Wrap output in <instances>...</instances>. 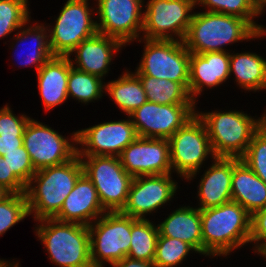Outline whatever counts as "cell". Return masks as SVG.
<instances>
[{"instance_id":"obj_1","label":"cell","mask_w":266,"mask_h":267,"mask_svg":"<svg viewBox=\"0 0 266 267\" xmlns=\"http://www.w3.org/2000/svg\"><path fill=\"white\" fill-rule=\"evenodd\" d=\"M202 254L227 256L250 242L251 215L235 201L200 210Z\"/></svg>"},{"instance_id":"obj_2","label":"cell","mask_w":266,"mask_h":267,"mask_svg":"<svg viewBox=\"0 0 266 267\" xmlns=\"http://www.w3.org/2000/svg\"><path fill=\"white\" fill-rule=\"evenodd\" d=\"M265 34L266 29L259 33L241 17L203 11L193 13L183 43L190 53L226 52L224 45L249 41Z\"/></svg>"},{"instance_id":"obj_3","label":"cell","mask_w":266,"mask_h":267,"mask_svg":"<svg viewBox=\"0 0 266 267\" xmlns=\"http://www.w3.org/2000/svg\"><path fill=\"white\" fill-rule=\"evenodd\" d=\"M82 174L78 154L63 164L37 170L25 191L29 214H34L35 221L54 218Z\"/></svg>"},{"instance_id":"obj_4","label":"cell","mask_w":266,"mask_h":267,"mask_svg":"<svg viewBox=\"0 0 266 267\" xmlns=\"http://www.w3.org/2000/svg\"><path fill=\"white\" fill-rule=\"evenodd\" d=\"M35 226L52 263L60 267H93L90 257L89 227L47 218Z\"/></svg>"},{"instance_id":"obj_5","label":"cell","mask_w":266,"mask_h":267,"mask_svg":"<svg viewBox=\"0 0 266 267\" xmlns=\"http://www.w3.org/2000/svg\"><path fill=\"white\" fill-rule=\"evenodd\" d=\"M196 114L206 126L215 157L241 158L263 124V116L255 119L237 110Z\"/></svg>"},{"instance_id":"obj_6","label":"cell","mask_w":266,"mask_h":267,"mask_svg":"<svg viewBox=\"0 0 266 267\" xmlns=\"http://www.w3.org/2000/svg\"><path fill=\"white\" fill-rule=\"evenodd\" d=\"M90 257L93 267L110 266L128 255L131 216L120 211L105 212L89 226Z\"/></svg>"},{"instance_id":"obj_7","label":"cell","mask_w":266,"mask_h":267,"mask_svg":"<svg viewBox=\"0 0 266 267\" xmlns=\"http://www.w3.org/2000/svg\"><path fill=\"white\" fill-rule=\"evenodd\" d=\"M83 173L95 186L106 212L121 211L126 204L133 176L123 168L118 156H79Z\"/></svg>"},{"instance_id":"obj_8","label":"cell","mask_w":266,"mask_h":267,"mask_svg":"<svg viewBox=\"0 0 266 267\" xmlns=\"http://www.w3.org/2000/svg\"><path fill=\"white\" fill-rule=\"evenodd\" d=\"M143 39V57L135 74L178 82L188 90L191 53L183 41Z\"/></svg>"},{"instance_id":"obj_9","label":"cell","mask_w":266,"mask_h":267,"mask_svg":"<svg viewBox=\"0 0 266 267\" xmlns=\"http://www.w3.org/2000/svg\"><path fill=\"white\" fill-rule=\"evenodd\" d=\"M168 141L172 170L187 180L196 177L209 154L213 159L216 158L206 126L197 114L179 128Z\"/></svg>"},{"instance_id":"obj_10","label":"cell","mask_w":266,"mask_h":267,"mask_svg":"<svg viewBox=\"0 0 266 267\" xmlns=\"http://www.w3.org/2000/svg\"><path fill=\"white\" fill-rule=\"evenodd\" d=\"M93 10L88 0H67L55 26L47 30L54 56H68L83 40L98 33L97 21L91 17Z\"/></svg>"},{"instance_id":"obj_11","label":"cell","mask_w":266,"mask_h":267,"mask_svg":"<svg viewBox=\"0 0 266 267\" xmlns=\"http://www.w3.org/2000/svg\"><path fill=\"white\" fill-rule=\"evenodd\" d=\"M195 5V0H149L144 6L143 37L183 41L193 16L190 12Z\"/></svg>"},{"instance_id":"obj_12","label":"cell","mask_w":266,"mask_h":267,"mask_svg":"<svg viewBox=\"0 0 266 267\" xmlns=\"http://www.w3.org/2000/svg\"><path fill=\"white\" fill-rule=\"evenodd\" d=\"M73 133L71 141L51 127L30 119L24 130L23 145L29 153L34 169L37 171L71 160L77 154L78 148L75 145L77 143V132Z\"/></svg>"},{"instance_id":"obj_13","label":"cell","mask_w":266,"mask_h":267,"mask_svg":"<svg viewBox=\"0 0 266 267\" xmlns=\"http://www.w3.org/2000/svg\"><path fill=\"white\" fill-rule=\"evenodd\" d=\"M195 105H160L147 101L130 117L138 137L169 139L196 115Z\"/></svg>"},{"instance_id":"obj_14","label":"cell","mask_w":266,"mask_h":267,"mask_svg":"<svg viewBox=\"0 0 266 267\" xmlns=\"http://www.w3.org/2000/svg\"><path fill=\"white\" fill-rule=\"evenodd\" d=\"M98 33L119 40L124 46L142 32L144 0H97Z\"/></svg>"},{"instance_id":"obj_15","label":"cell","mask_w":266,"mask_h":267,"mask_svg":"<svg viewBox=\"0 0 266 267\" xmlns=\"http://www.w3.org/2000/svg\"><path fill=\"white\" fill-rule=\"evenodd\" d=\"M78 156H119L138 134L131 117L120 121L103 122L78 130Z\"/></svg>"},{"instance_id":"obj_16","label":"cell","mask_w":266,"mask_h":267,"mask_svg":"<svg viewBox=\"0 0 266 267\" xmlns=\"http://www.w3.org/2000/svg\"><path fill=\"white\" fill-rule=\"evenodd\" d=\"M172 179L171 174L134 177L120 212L135 219H146L145 215L154 213L174 197L178 185Z\"/></svg>"},{"instance_id":"obj_17","label":"cell","mask_w":266,"mask_h":267,"mask_svg":"<svg viewBox=\"0 0 266 267\" xmlns=\"http://www.w3.org/2000/svg\"><path fill=\"white\" fill-rule=\"evenodd\" d=\"M118 157L133 177L172 173L168 139L137 137Z\"/></svg>"},{"instance_id":"obj_18","label":"cell","mask_w":266,"mask_h":267,"mask_svg":"<svg viewBox=\"0 0 266 267\" xmlns=\"http://www.w3.org/2000/svg\"><path fill=\"white\" fill-rule=\"evenodd\" d=\"M105 212L95 186L83 173L54 218L63 222L89 226Z\"/></svg>"},{"instance_id":"obj_19","label":"cell","mask_w":266,"mask_h":267,"mask_svg":"<svg viewBox=\"0 0 266 267\" xmlns=\"http://www.w3.org/2000/svg\"><path fill=\"white\" fill-rule=\"evenodd\" d=\"M229 65V52L190 54L188 91L195 103L204 87H217L226 82L230 76Z\"/></svg>"},{"instance_id":"obj_20","label":"cell","mask_w":266,"mask_h":267,"mask_svg":"<svg viewBox=\"0 0 266 267\" xmlns=\"http://www.w3.org/2000/svg\"><path fill=\"white\" fill-rule=\"evenodd\" d=\"M124 46L119 40L100 33L83 40L71 53H75V60L70 58L72 67L86 72L101 79L108 73L110 62L113 60L114 52ZM75 61V62H73ZM77 65V66H74Z\"/></svg>"},{"instance_id":"obj_21","label":"cell","mask_w":266,"mask_h":267,"mask_svg":"<svg viewBox=\"0 0 266 267\" xmlns=\"http://www.w3.org/2000/svg\"><path fill=\"white\" fill-rule=\"evenodd\" d=\"M201 177L198 186L200 210L217 207L232 200L233 158L216 157Z\"/></svg>"},{"instance_id":"obj_22","label":"cell","mask_w":266,"mask_h":267,"mask_svg":"<svg viewBox=\"0 0 266 267\" xmlns=\"http://www.w3.org/2000/svg\"><path fill=\"white\" fill-rule=\"evenodd\" d=\"M72 67L70 57L54 56L38 71V88L45 110H50L68 99V76Z\"/></svg>"},{"instance_id":"obj_23","label":"cell","mask_w":266,"mask_h":267,"mask_svg":"<svg viewBox=\"0 0 266 267\" xmlns=\"http://www.w3.org/2000/svg\"><path fill=\"white\" fill-rule=\"evenodd\" d=\"M231 191L232 201L239 203L250 215L266 208V183L240 158H233Z\"/></svg>"},{"instance_id":"obj_24","label":"cell","mask_w":266,"mask_h":267,"mask_svg":"<svg viewBox=\"0 0 266 267\" xmlns=\"http://www.w3.org/2000/svg\"><path fill=\"white\" fill-rule=\"evenodd\" d=\"M159 235L180 239L202 254L201 215L199 208L190 206L175 209L158 224Z\"/></svg>"},{"instance_id":"obj_25","label":"cell","mask_w":266,"mask_h":267,"mask_svg":"<svg viewBox=\"0 0 266 267\" xmlns=\"http://www.w3.org/2000/svg\"><path fill=\"white\" fill-rule=\"evenodd\" d=\"M230 76L246 91L266 89V59L256 53L230 54Z\"/></svg>"},{"instance_id":"obj_26","label":"cell","mask_w":266,"mask_h":267,"mask_svg":"<svg viewBox=\"0 0 266 267\" xmlns=\"http://www.w3.org/2000/svg\"><path fill=\"white\" fill-rule=\"evenodd\" d=\"M106 92L129 116L147 102L146 92L139 77L130 71H126L117 80L108 82L105 85Z\"/></svg>"},{"instance_id":"obj_27","label":"cell","mask_w":266,"mask_h":267,"mask_svg":"<svg viewBox=\"0 0 266 267\" xmlns=\"http://www.w3.org/2000/svg\"><path fill=\"white\" fill-rule=\"evenodd\" d=\"M138 77L146 92L147 101L160 105L196 104L192 100L189 91L178 82L168 79H157L151 76Z\"/></svg>"},{"instance_id":"obj_28","label":"cell","mask_w":266,"mask_h":267,"mask_svg":"<svg viewBox=\"0 0 266 267\" xmlns=\"http://www.w3.org/2000/svg\"><path fill=\"white\" fill-rule=\"evenodd\" d=\"M159 236L158 225L150 220L131 217V242L127 257L142 261H153Z\"/></svg>"},{"instance_id":"obj_29","label":"cell","mask_w":266,"mask_h":267,"mask_svg":"<svg viewBox=\"0 0 266 267\" xmlns=\"http://www.w3.org/2000/svg\"><path fill=\"white\" fill-rule=\"evenodd\" d=\"M25 27L22 26L20 28V31L18 33L14 34L17 44L19 43H24L25 41H29V39L33 40L35 45H33V49H28L27 52H25V55H23V58L19 62L21 63V66H27V65H32L35 64L36 69L39 70L50 58L54 57L51 48H50V43H49V35L46 30H48L47 27H45L42 24H37L35 26H28V28H23ZM23 29V30H21ZM31 40V41H32ZM30 41V42H31ZM29 43V42H28ZM19 45H17L19 47ZM19 59V58H18Z\"/></svg>"},{"instance_id":"obj_30","label":"cell","mask_w":266,"mask_h":267,"mask_svg":"<svg viewBox=\"0 0 266 267\" xmlns=\"http://www.w3.org/2000/svg\"><path fill=\"white\" fill-rule=\"evenodd\" d=\"M98 76L82 72L74 67L70 68L68 76V97H73L79 102L89 103L103 96L105 83Z\"/></svg>"},{"instance_id":"obj_31","label":"cell","mask_w":266,"mask_h":267,"mask_svg":"<svg viewBox=\"0 0 266 267\" xmlns=\"http://www.w3.org/2000/svg\"><path fill=\"white\" fill-rule=\"evenodd\" d=\"M196 5L208 7V12L234 15L247 20L259 33L265 28L258 25L253 19L258 13L252 0H195Z\"/></svg>"},{"instance_id":"obj_32","label":"cell","mask_w":266,"mask_h":267,"mask_svg":"<svg viewBox=\"0 0 266 267\" xmlns=\"http://www.w3.org/2000/svg\"><path fill=\"white\" fill-rule=\"evenodd\" d=\"M190 251L196 252L188 243L159 235L153 262L157 267H175L186 259Z\"/></svg>"},{"instance_id":"obj_33","label":"cell","mask_w":266,"mask_h":267,"mask_svg":"<svg viewBox=\"0 0 266 267\" xmlns=\"http://www.w3.org/2000/svg\"><path fill=\"white\" fill-rule=\"evenodd\" d=\"M27 3L28 0H0V38L29 22L31 17Z\"/></svg>"},{"instance_id":"obj_34","label":"cell","mask_w":266,"mask_h":267,"mask_svg":"<svg viewBox=\"0 0 266 267\" xmlns=\"http://www.w3.org/2000/svg\"><path fill=\"white\" fill-rule=\"evenodd\" d=\"M240 159L266 183V126L264 124L253 134L246 153Z\"/></svg>"},{"instance_id":"obj_35","label":"cell","mask_w":266,"mask_h":267,"mask_svg":"<svg viewBox=\"0 0 266 267\" xmlns=\"http://www.w3.org/2000/svg\"><path fill=\"white\" fill-rule=\"evenodd\" d=\"M29 216L25 193H12L0 202V236Z\"/></svg>"},{"instance_id":"obj_36","label":"cell","mask_w":266,"mask_h":267,"mask_svg":"<svg viewBox=\"0 0 266 267\" xmlns=\"http://www.w3.org/2000/svg\"><path fill=\"white\" fill-rule=\"evenodd\" d=\"M4 160L7 161L10 171L27 186L33 175L36 173L29 153L24 145L18 148V151H12L3 155Z\"/></svg>"},{"instance_id":"obj_37","label":"cell","mask_w":266,"mask_h":267,"mask_svg":"<svg viewBox=\"0 0 266 267\" xmlns=\"http://www.w3.org/2000/svg\"><path fill=\"white\" fill-rule=\"evenodd\" d=\"M31 118L26 115L15 116L8 105L0 109V135H23Z\"/></svg>"},{"instance_id":"obj_38","label":"cell","mask_w":266,"mask_h":267,"mask_svg":"<svg viewBox=\"0 0 266 267\" xmlns=\"http://www.w3.org/2000/svg\"><path fill=\"white\" fill-rule=\"evenodd\" d=\"M254 243L253 250L258 254L266 247V208L251 215L250 243Z\"/></svg>"},{"instance_id":"obj_39","label":"cell","mask_w":266,"mask_h":267,"mask_svg":"<svg viewBox=\"0 0 266 267\" xmlns=\"http://www.w3.org/2000/svg\"><path fill=\"white\" fill-rule=\"evenodd\" d=\"M0 185L12 193H25L26 186L10 171L7 161L0 156Z\"/></svg>"},{"instance_id":"obj_40","label":"cell","mask_w":266,"mask_h":267,"mask_svg":"<svg viewBox=\"0 0 266 267\" xmlns=\"http://www.w3.org/2000/svg\"><path fill=\"white\" fill-rule=\"evenodd\" d=\"M23 146V135H0V156L18 151Z\"/></svg>"},{"instance_id":"obj_41","label":"cell","mask_w":266,"mask_h":267,"mask_svg":"<svg viewBox=\"0 0 266 267\" xmlns=\"http://www.w3.org/2000/svg\"><path fill=\"white\" fill-rule=\"evenodd\" d=\"M112 267H157L153 261H142L124 257L122 260L116 262Z\"/></svg>"},{"instance_id":"obj_42","label":"cell","mask_w":266,"mask_h":267,"mask_svg":"<svg viewBox=\"0 0 266 267\" xmlns=\"http://www.w3.org/2000/svg\"><path fill=\"white\" fill-rule=\"evenodd\" d=\"M253 5L259 15L262 14L266 6V0H252Z\"/></svg>"},{"instance_id":"obj_43","label":"cell","mask_w":266,"mask_h":267,"mask_svg":"<svg viewBox=\"0 0 266 267\" xmlns=\"http://www.w3.org/2000/svg\"><path fill=\"white\" fill-rule=\"evenodd\" d=\"M12 192L8 190L3 185H0V202L4 201L6 198H8Z\"/></svg>"},{"instance_id":"obj_44","label":"cell","mask_w":266,"mask_h":267,"mask_svg":"<svg viewBox=\"0 0 266 267\" xmlns=\"http://www.w3.org/2000/svg\"><path fill=\"white\" fill-rule=\"evenodd\" d=\"M12 263L9 262L5 267H19V262H16V263L15 262H12Z\"/></svg>"},{"instance_id":"obj_45","label":"cell","mask_w":266,"mask_h":267,"mask_svg":"<svg viewBox=\"0 0 266 267\" xmlns=\"http://www.w3.org/2000/svg\"><path fill=\"white\" fill-rule=\"evenodd\" d=\"M9 261H4L0 259V267H5Z\"/></svg>"},{"instance_id":"obj_46","label":"cell","mask_w":266,"mask_h":267,"mask_svg":"<svg viewBox=\"0 0 266 267\" xmlns=\"http://www.w3.org/2000/svg\"><path fill=\"white\" fill-rule=\"evenodd\" d=\"M263 255L262 257L266 258V247L259 253V255Z\"/></svg>"},{"instance_id":"obj_47","label":"cell","mask_w":266,"mask_h":267,"mask_svg":"<svg viewBox=\"0 0 266 267\" xmlns=\"http://www.w3.org/2000/svg\"><path fill=\"white\" fill-rule=\"evenodd\" d=\"M263 124L266 126V113L263 115Z\"/></svg>"}]
</instances>
